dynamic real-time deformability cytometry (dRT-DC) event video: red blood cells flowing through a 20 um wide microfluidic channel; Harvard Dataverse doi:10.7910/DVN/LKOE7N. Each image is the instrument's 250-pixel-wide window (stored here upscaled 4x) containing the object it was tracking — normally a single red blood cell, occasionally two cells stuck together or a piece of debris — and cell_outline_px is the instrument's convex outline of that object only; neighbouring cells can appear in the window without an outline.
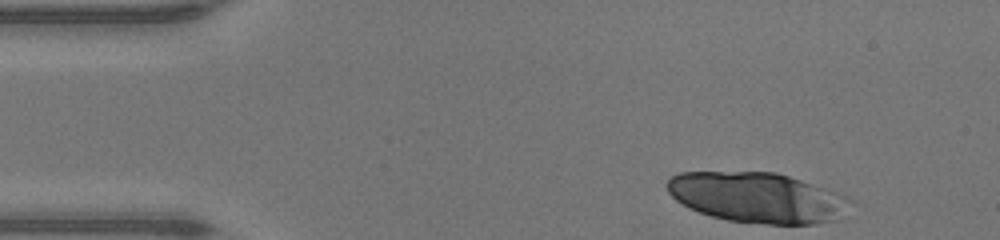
{"species": "human", "species_latin": "Homo sapiens", "temperature_condition": "warm", "stored_images_in_passage": 37, "camera_frame_rate_fps": 3000, "um_per_image_px": 0.085, "donor": {"sex": "male"}, "frame": {"image": 1, "passage_image": 1, "time_ms": 0.0, "image_size_px": [1000, 240], "cell_outline_px": [[852, 200], [832, 220], [816, 224], [764, 224], [728, 220], [712, 216], [700, 212], [676, 200], [668, 192], [668, 180], [672, 176], [680, 172], [776, 172], [848, 196]], "centroid_in_image_um": [64.33, 16.78], "position_along_channel_um": 20.7, "area_um2": 52.77}}
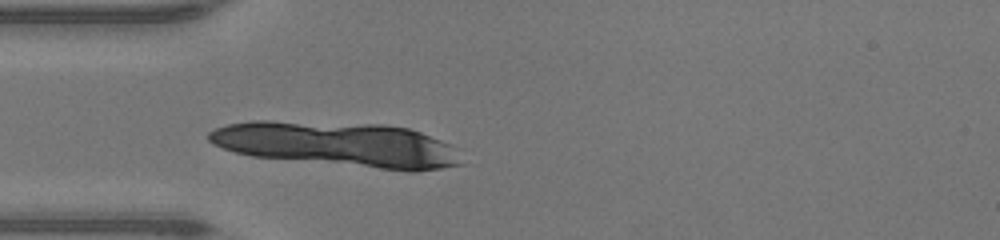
{"frame": {"image": 2, "passage_image": 9, "time_ms": 2.667, "image_size_px": [1000, 240], "cell_outline_px": [[464, 164], [440, 168], [412, 172], [408, 172], [252, 156], [236, 152], [212, 144], [208, 140], [208, 132], [216, 128], [228, 124], [252, 120], [268, 120], [384, 124], [408, 128], [420, 132], [440, 140], [448, 144]], "centroid_in_image_um": [28.67, 12.26], "position_along_channel_um": 56.3, "area_um2": 66.07}, "authors_computed_cell_mechanics": {"area_um2": 29.767, "velocity_mm_per_s": 4.3612, "shape_relaxation_time_tau1_ms": 1.8447, "shape_relaxation_time_tau2_ms": null, "deformation_change_tau1": 0.1212, "deformation_change_tau2": null}}